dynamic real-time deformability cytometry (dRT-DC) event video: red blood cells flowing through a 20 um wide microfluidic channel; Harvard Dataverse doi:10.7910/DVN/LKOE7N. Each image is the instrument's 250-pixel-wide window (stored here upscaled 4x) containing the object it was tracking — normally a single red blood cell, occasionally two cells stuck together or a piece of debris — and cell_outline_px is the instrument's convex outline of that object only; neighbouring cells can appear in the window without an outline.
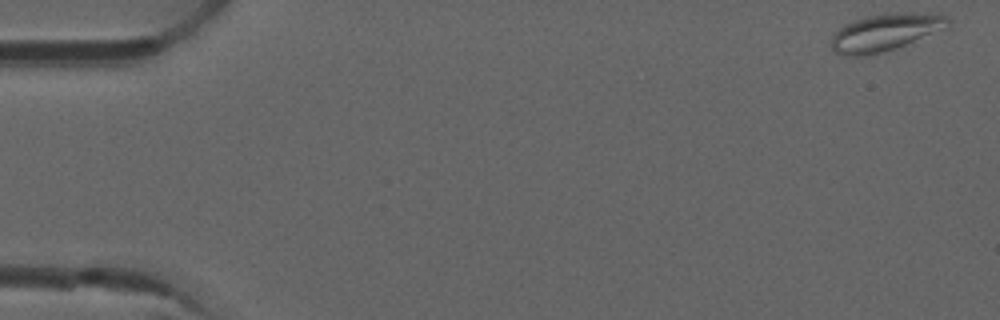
{"species": "common noctule bat (a hibernating species)", "species_latin": "Nyctalus noctula", "temperature_condition": "room temperature", "stored_images_in_passage": 52, "camera_frame_rate_fps": 3000, "um_per_image_px": 0.085, "animal": {"sex": "male", "forearm_length_mm": 52.5}, "frame": {"image": 1, "passage_image": 1, "time_ms": 0.0, "image_size_px": [1000, 320], "cell_outline_px": [[948, 28], [896, 48], [884, 52], [864, 56], [848, 56], [836, 52], [832, 48], [832, 36], [844, 24], [852, 20], [864, 16], [888, 12], [940, 12], [948, 16]], "centroid_in_image_um": [75.31, 2.71], "position_along_channel_um": 9.7, "area_um2": 25.84}}
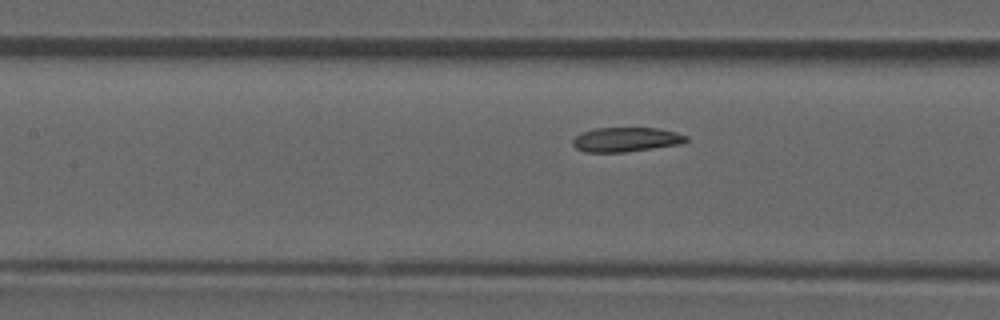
{"frame": {"image": 2, "passage_image": 23, "time_ms": 7.333, "image_size_px": [1000, 320], "cell_outline_px": [[688, 140], [684, 144], [624, 152], [584, 152], [576, 148], [572, 144], [572, 140], [580, 132], [596, 128], [656, 128], [676, 132], [688, 136]], "centroid_in_image_um": [53.22, 11.86], "position_along_channel_um": 154.2, "area_um2": 16.3}}
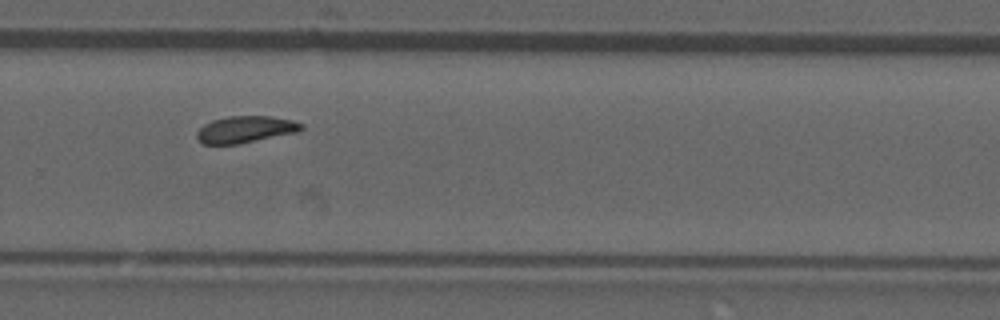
{"frame": {"image": 3, "passage_image": 35, "time_ms": 11.333, "image_size_px": [1000, 320], "cell_outline_px": [[304, 128], [300, 132], [240, 144], [204, 144], [196, 136], [196, 132], [204, 124], [212, 120], [228, 116], [272, 116], [292, 120], [304, 124]], "centroid_in_image_um": [20.91, 11.0], "position_along_channel_um": 308.9, "area_um2": 16.53}, "authors_computed_cell_mechanics": {"area_um2": 16.7042, "velocity_mm_per_s": 3.8756, "shape_relaxation_time_tau1_ms": null, "shape_relaxation_time_tau2_ms": 5.4021, "deformation_change_tau1": null, "deformation_change_tau2": 0.0982}}